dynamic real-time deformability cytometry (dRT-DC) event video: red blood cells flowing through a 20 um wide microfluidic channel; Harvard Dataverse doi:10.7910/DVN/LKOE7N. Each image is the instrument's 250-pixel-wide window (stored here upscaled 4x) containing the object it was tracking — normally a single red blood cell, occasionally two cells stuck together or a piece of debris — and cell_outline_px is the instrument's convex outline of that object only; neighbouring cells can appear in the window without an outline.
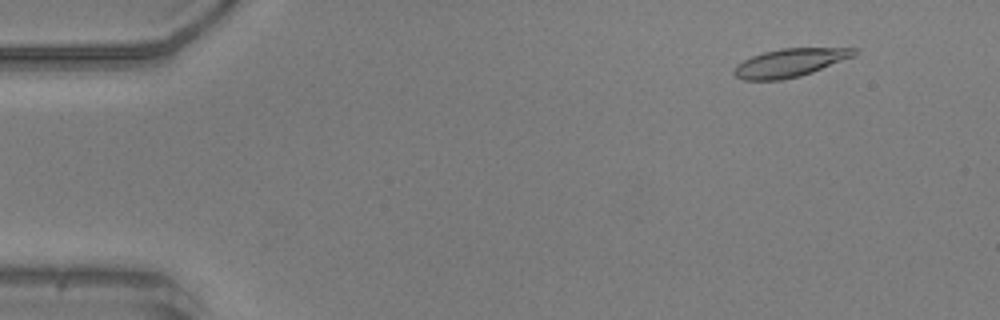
{"species": "common noctule bat (a hibernating species)", "species_latin": "Nyctalus noctula", "temperature_condition": "warm", "stored_images_in_passage": 19, "camera_frame_rate_fps": 3000, "um_per_image_px": 0.085, "animal": {"sex": "male", "body_mass_g": 20.5, "forearm_length_mm": 52.5}, "frame": {"image": 1, "passage_image": 6, "time_ms": 1.667, "image_size_px": [1000, 320], "cell_outline_px": [[860, 52], [852, 56], [812, 72], [800, 76], [780, 80], [744, 80], [736, 76], [732, 72], [736, 64], [752, 56], [764, 52], [780, 48], [860, 48]], "centroid_in_image_um": [67.12, 5.33], "position_along_channel_um": 17.9, "area_um2": 19.65}}
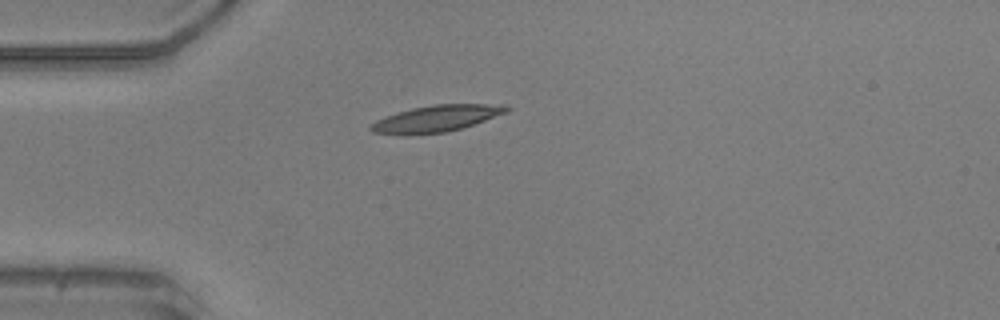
{"frame": {"image": 2, "passage_image": 15, "time_ms": 4.667, "image_size_px": [1000, 320], "cell_outline_px": [[512, 108], [508, 112], [460, 128], [444, 132], [404, 136], [372, 132], [368, 128], [376, 120], [412, 108], [432, 104], [504, 104]], "centroid_in_image_um": [37.08, 10.08], "position_along_channel_um": 47.9, "area_um2": 20.92}}
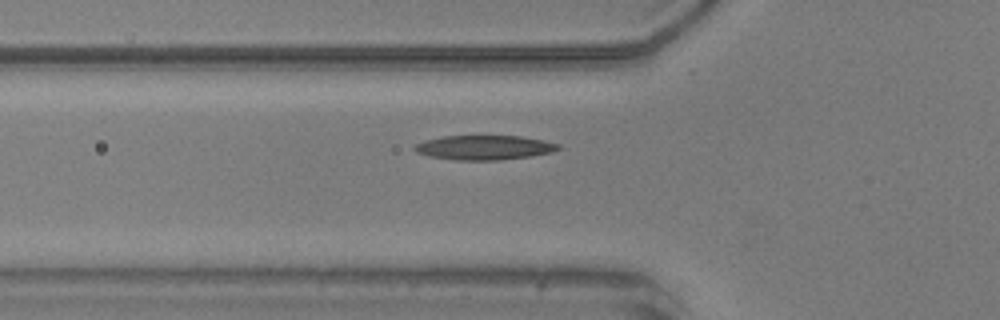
{"frame": {"image": 3, "passage_image": 19, "time_ms": 6.0, "image_size_px": [1000, 320], "cell_outline_px": [[560, 148], [552, 152], [528, 156], [500, 160], [456, 160], [428, 156], [416, 152], [412, 148], [416, 144], [424, 140], [440, 136], [520, 136], [544, 140], [560, 144]], "centroid_in_image_um": [41.13, 12.53], "position_along_channel_um": 84.7, "area_um2": 20.52}}